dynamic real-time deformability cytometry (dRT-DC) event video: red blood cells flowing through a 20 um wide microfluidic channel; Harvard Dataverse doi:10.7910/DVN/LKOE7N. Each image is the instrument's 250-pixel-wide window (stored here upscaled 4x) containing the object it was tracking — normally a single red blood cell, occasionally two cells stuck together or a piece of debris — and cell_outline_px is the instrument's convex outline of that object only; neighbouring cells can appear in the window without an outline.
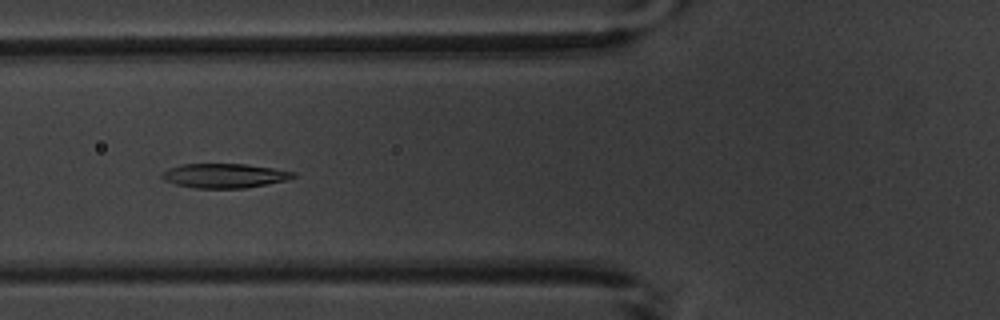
{"species": "common noctule bat (a hibernating species)", "species_latin": "Nyctalus noctula", "temperature_condition": "warm", "stored_images_in_passage": 8, "camera_frame_rate_fps": 3000, "um_per_image_px": 0.085, "animal": {"sex": "male", "body_mass_g": 20.1, "forearm_length_mm": 53.5}, "frame": {"image": 1, "passage_image": 6, "time_ms": 5.667, "image_size_px": [1000, 320], "cell_outline_px": [[296, 176], [284, 180], [244, 188], [196, 188], [176, 184], [164, 180], [160, 176], [168, 168], [180, 164], [244, 164], [272, 168], [296, 172]], "centroid_in_image_um": [19.03, 14.93], "position_along_channel_um": 106.8, "area_um2": 18.38}}
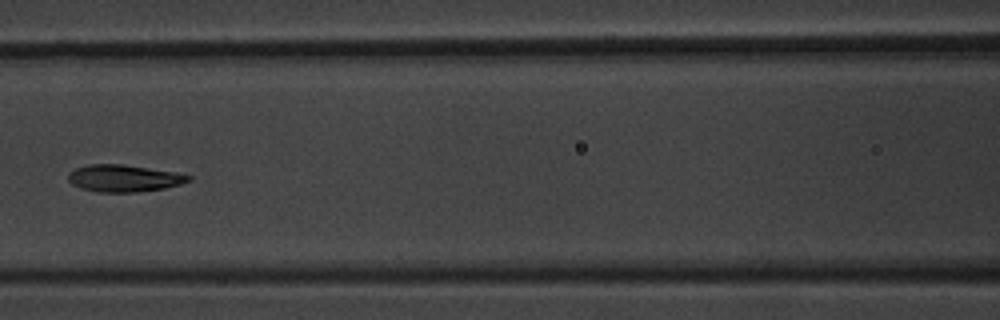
{"frame": {"image": 2, "passage_image": 7, "time_ms": 7.0, "image_size_px": [1000, 320], "cell_outline_px": [[192, 180], [180, 184], [164, 188], [136, 192], [100, 192], [80, 188], [72, 184], [68, 180], [68, 172], [76, 168], [88, 164], [120, 164], [176, 172], [192, 176]], "centroid_in_image_um": [10.52, 15.15], "position_along_channel_um": 156.1, "area_um2": 18.9}}
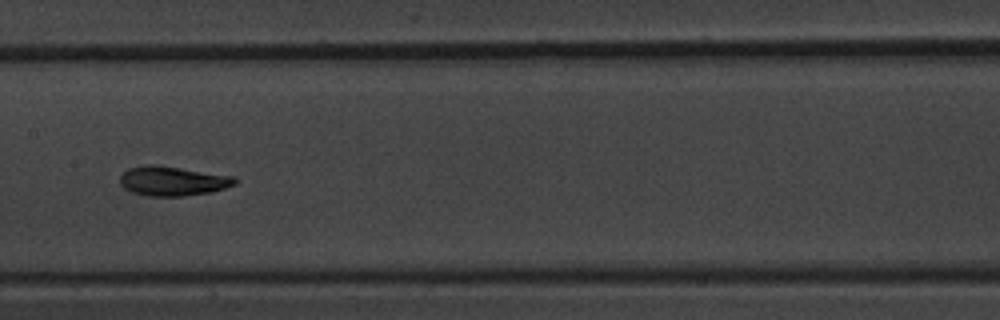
{"frame": {"image": 3, "passage_image": 8, "time_ms": 8.0, "image_size_px": [1000, 320], "cell_outline_px": [[236, 184], [212, 192], [184, 196], [148, 196], [132, 192], [124, 188], [120, 184], [120, 176], [128, 168], [148, 164], [156, 164], [236, 176]], "centroid_in_image_um": [14.69, 15.38], "position_along_channel_um": 192.7, "area_um2": 19.94}}